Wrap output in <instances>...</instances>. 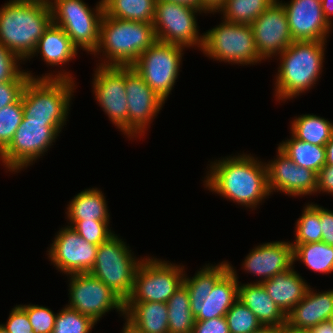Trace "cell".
Returning <instances> with one entry per match:
<instances>
[{
    "label": "cell",
    "mask_w": 333,
    "mask_h": 333,
    "mask_svg": "<svg viewBox=\"0 0 333 333\" xmlns=\"http://www.w3.org/2000/svg\"><path fill=\"white\" fill-rule=\"evenodd\" d=\"M124 240L115 233L100 244L95 264L89 273L126 302L132 293L136 270L144 256L136 257L130 245Z\"/></svg>",
    "instance_id": "7"
},
{
    "label": "cell",
    "mask_w": 333,
    "mask_h": 333,
    "mask_svg": "<svg viewBox=\"0 0 333 333\" xmlns=\"http://www.w3.org/2000/svg\"><path fill=\"white\" fill-rule=\"evenodd\" d=\"M23 117L22 97L0 109V153L10 144Z\"/></svg>",
    "instance_id": "38"
},
{
    "label": "cell",
    "mask_w": 333,
    "mask_h": 333,
    "mask_svg": "<svg viewBox=\"0 0 333 333\" xmlns=\"http://www.w3.org/2000/svg\"><path fill=\"white\" fill-rule=\"evenodd\" d=\"M241 268L252 276L255 283H262L276 274L293 267V247L288 241H270L252 248L245 256Z\"/></svg>",
    "instance_id": "20"
},
{
    "label": "cell",
    "mask_w": 333,
    "mask_h": 333,
    "mask_svg": "<svg viewBox=\"0 0 333 333\" xmlns=\"http://www.w3.org/2000/svg\"><path fill=\"white\" fill-rule=\"evenodd\" d=\"M328 41H294L276 58L273 96L285 103L313 89L324 71Z\"/></svg>",
    "instance_id": "2"
},
{
    "label": "cell",
    "mask_w": 333,
    "mask_h": 333,
    "mask_svg": "<svg viewBox=\"0 0 333 333\" xmlns=\"http://www.w3.org/2000/svg\"><path fill=\"white\" fill-rule=\"evenodd\" d=\"M238 299L255 314L262 325L282 327L286 324V314L268 295L262 283L239 281Z\"/></svg>",
    "instance_id": "25"
},
{
    "label": "cell",
    "mask_w": 333,
    "mask_h": 333,
    "mask_svg": "<svg viewBox=\"0 0 333 333\" xmlns=\"http://www.w3.org/2000/svg\"><path fill=\"white\" fill-rule=\"evenodd\" d=\"M262 285L275 304L286 315L306 296L310 288L305 278L295 270V265L289 270L263 281Z\"/></svg>",
    "instance_id": "24"
},
{
    "label": "cell",
    "mask_w": 333,
    "mask_h": 333,
    "mask_svg": "<svg viewBox=\"0 0 333 333\" xmlns=\"http://www.w3.org/2000/svg\"><path fill=\"white\" fill-rule=\"evenodd\" d=\"M0 333H9V332L0 324Z\"/></svg>",
    "instance_id": "55"
},
{
    "label": "cell",
    "mask_w": 333,
    "mask_h": 333,
    "mask_svg": "<svg viewBox=\"0 0 333 333\" xmlns=\"http://www.w3.org/2000/svg\"><path fill=\"white\" fill-rule=\"evenodd\" d=\"M229 271L215 284L204 302L190 301L195 321L225 316L238 299L239 275L229 261Z\"/></svg>",
    "instance_id": "22"
},
{
    "label": "cell",
    "mask_w": 333,
    "mask_h": 333,
    "mask_svg": "<svg viewBox=\"0 0 333 333\" xmlns=\"http://www.w3.org/2000/svg\"><path fill=\"white\" fill-rule=\"evenodd\" d=\"M52 23L61 27L79 51L93 54L99 43L103 0L93 7L85 0H48Z\"/></svg>",
    "instance_id": "8"
},
{
    "label": "cell",
    "mask_w": 333,
    "mask_h": 333,
    "mask_svg": "<svg viewBox=\"0 0 333 333\" xmlns=\"http://www.w3.org/2000/svg\"><path fill=\"white\" fill-rule=\"evenodd\" d=\"M6 323H0L9 333H33V327L29 322L27 312L16 305L11 308Z\"/></svg>",
    "instance_id": "43"
},
{
    "label": "cell",
    "mask_w": 333,
    "mask_h": 333,
    "mask_svg": "<svg viewBox=\"0 0 333 333\" xmlns=\"http://www.w3.org/2000/svg\"><path fill=\"white\" fill-rule=\"evenodd\" d=\"M292 247L293 265L298 261L315 273L327 275L333 272V246L321 241L292 245Z\"/></svg>",
    "instance_id": "31"
},
{
    "label": "cell",
    "mask_w": 333,
    "mask_h": 333,
    "mask_svg": "<svg viewBox=\"0 0 333 333\" xmlns=\"http://www.w3.org/2000/svg\"><path fill=\"white\" fill-rule=\"evenodd\" d=\"M157 0H103L104 13L122 20L152 23Z\"/></svg>",
    "instance_id": "33"
},
{
    "label": "cell",
    "mask_w": 333,
    "mask_h": 333,
    "mask_svg": "<svg viewBox=\"0 0 333 333\" xmlns=\"http://www.w3.org/2000/svg\"><path fill=\"white\" fill-rule=\"evenodd\" d=\"M62 131L46 121L22 120L10 144L0 153V164L13 174L21 173L45 156Z\"/></svg>",
    "instance_id": "9"
},
{
    "label": "cell",
    "mask_w": 333,
    "mask_h": 333,
    "mask_svg": "<svg viewBox=\"0 0 333 333\" xmlns=\"http://www.w3.org/2000/svg\"><path fill=\"white\" fill-rule=\"evenodd\" d=\"M289 139L282 140L278 148L288 156L296 165L314 171L326 165V148L297 139L292 133Z\"/></svg>",
    "instance_id": "28"
},
{
    "label": "cell",
    "mask_w": 333,
    "mask_h": 333,
    "mask_svg": "<svg viewBox=\"0 0 333 333\" xmlns=\"http://www.w3.org/2000/svg\"><path fill=\"white\" fill-rule=\"evenodd\" d=\"M187 268L155 256H145L138 266L132 293L126 302L167 303L183 284Z\"/></svg>",
    "instance_id": "10"
},
{
    "label": "cell",
    "mask_w": 333,
    "mask_h": 333,
    "mask_svg": "<svg viewBox=\"0 0 333 333\" xmlns=\"http://www.w3.org/2000/svg\"><path fill=\"white\" fill-rule=\"evenodd\" d=\"M199 14L203 13L193 7L157 0L152 22L157 41L201 51L203 33L200 34L197 22Z\"/></svg>",
    "instance_id": "12"
},
{
    "label": "cell",
    "mask_w": 333,
    "mask_h": 333,
    "mask_svg": "<svg viewBox=\"0 0 333 333\" xmlns=\"http://www.w3.org/2000/svg\"><path fill=\"white\" fill-rule=\"evenodd\" d=\"M30 78H38L32 71L25 69L14 80L0 83V109L17 102Z\"/></svg>",
    "instance_id": "41"
},
{
    "label": "cell",
    "mask_w": 333,
    "mask_h": 333,
    "mask_svg": "<svg viewBox=\"0 0 333 333\" xmlns=\"http://www.w3.org/2000/svg\"><path fill=\"white\" fill-rule=\"evenodd\" d=\"M167 303L125 302V316L144 333H169Z\"/></svg>",
    "instance_id": "27"
},
{
    "label": "cell",
    "mask_w": 333,
    "mask_h": 333,
    "mask_svg": "<svg viewBox=\"0 0 333 333\" xmlns=\"http://www.w3.org/2000/svg\"><path fill=\"white\" fill-rule=\"evenodd\" d=\"M308 289L306 296L286 315V324L296 329H310L331 320L333 315V289Z\"/></svg>",
    "instance_id": "23"
},
{
    "label": "cell",
    "mask_w": 333,
    "mask_h": 333,
    "mask_svg": "<svg viewBox=\"0 0 333 333\" xmlns=\"http://www.w3.org/2000/svg\"><path fill=\"white\" fill-rule=\"evenodd\" d=\"M58 311L52 333H91L97 324L89 316L66 305Z\"/></svg>",
    "instance_id": "36"
},
{
    "label": "cell",
    "mask_w": 333,
    "mask_h": 333,
    "mask_svg": "<svg viewBox=\"0 0 333 333\" xmlns=\"http://www.w3.org/2000/svg\"><path fill=\"white\" fill-rule=\"evenodd\" d=\"M326 148V165H333V134L331 139L325 145Z\"/></svg>",
    "instance_id": "51"
},
{
    "label": "cell",
    "mask_w": 333,
    "mask_h": 333,
    "mask_svg": "<svg viewBox=\"0 0 333 333\" xmlns=\"http://www.w3.org/2000/svg\"><path fill=\"white\" fill-rule=\"evenodd\" d=\"M276 0H226L218 11L221 18L236 24H251Z\"/></svg>",
    "instance_id": "34"
},
{
    "label": "cell",
    "mask_w": 333,
    "mask_h": 333,
    "mask_svg": "<svg viewBox=\"0 0 333 333\" xmlns=\"http://www.w3.org/2000/svg\"><path fill=\"white\" fill-rule=\"evenodd\" d=\"M68 226H71L88 243L100 245L106 242L115 234L111 221H85V220H66Z\"/></svg>",
    "instance_id": "39"
},
{
    "label": "cell",
    "mask_w": 333,
    "mask_h": 333,
    "mask_svg": "<svg viewBox=\"0 0 333 333\" xmlns=\"http://www.w3.org/2000/svg\"><path fill=\"white\" fill-rule=\"evenodd\" d=\"M225 318L230 333H251L262 326L255 314L239 299L227 311Z\"/></svg>",
    "instance_id": "37"
},
{
    "label": "cell",
    "mask_w": 333,
    "mask_h": 333,
    "mask_svg": "<svg viewBox=\"0 0 333 333\" xmlns=\"http://www.w3.org/2000/svg\"><path fill=\"white\" fill-rule=\"evenodd\" d=\"M319 218L322 229V242L333 246V210L319 204Z\"/></svg>",
    "instance_id": "45"
},
{
    "label": "cell",
    "mask_w": 333,
    "mask_h": 333,
    "mask_svg": "<svg viewBox=\"0 0 333 333\" xmlns=\"http://www.w3.org/2000/svg\"><path fill=\"white\" fill-rule=\"evenodd\" d=\"M276 152L274 159L265 162L271 195L274 192L295 198L316 195L317 174L310 169L296 165L278 147Z\"/></svg>",
    "instance_id": "17"
},
{
    "label": "cell",
    "mask_w": 333,
    "mask_h": 333,
    "mask_svg": "<svg viewBox=\"0 0 333 333\" xmlns=\"http://www.w3.org/2000/svg\"><path fill=\"white\" fill-rule=\"evenodd\" d=\"M294 41H327L333 25L324 16L320 0L280 1Z\"/></svg>",
    "instance_id": "19"
},
{
    "label": "cell",
    "mask_w": 333,
    "mask_h": 333,
    "mask_svg": "<svg viewBox=\"0 0 333 333\" xmlns=\"http://www.w3.org/2000/svg\"><path fill=\"white\" fill-rule=\"evenodd\" d=\"M321 5L325 18L331 25H333V0H322Z\"/></svg>",
    "instance_id": "49"
},
{
    "label": "cell",
    "mask_w": 333,
    "mask_h": 333,
    "mask_svg": "<svg viewBox=\"0 0 333 333\" xmlns=\"http://www.w3.org/2000/svg\"><path fill=\"white\" fill-rule=\"evenodd\" d=\"M251 333H281V327L262 325L259 329Z\"/></svg>",
    "instance_id": "52"
},
{
    "label": "cell",
    "mask_w": 333,
    "mask_h": 333,
    "mask_svg": "<svg viewBox=\"0 0 333 333\" xmlns=\"http://www.w3.org/2000/svg\"><path fill=\"white\" fill-rule=\"evenodd\" d=\"M125 89L128 103V139H143L154 119L161 113L165 101L146 84L132 66L125 67Z\"/></svg>",
    "instance_id": "15"
},
{
    "label": "cell",
    "mask_w": 333,
    "mask_h": 333,
    "mask_svg": "<svg viewBox=\"0 0 333 333\" xmlns=\"http://www.w3.org/2000/svg\"><path fill=\"white\" fill-rule=\"evenodd\" d=\"M309 330L311 333H333V322L331 320L323 321Z\"/></svg>",
    "instance_id": "48"
},
{
    "label": "cell",
    "mask_w": 333,
    "mask_h": 333,
    "mask_svg": "<svg viewBox=\"0 0 333 333\" xmlns=\"http://www.w3.org/2000/svg\"><path fill=\"white\" fill-rule=\"evenodd\" d=\"M92 74V94L108 120L128 138V103L125 67L96 65Z\"/></svg>",
    "instance_id": "14"
},
{
    "label": "cell",
    "mask_w": 333,
    "mask_h": 333,
    "mask_svg": "<svg viewBox=\"0 0 333 333\" xmlns=\"http://www.w3.org/2000/svg\"><path fill=\"white\" fill-rule=\"evenodd\" d=\"M100 188L90 187L74 195L66 207L67 220L110 221L106 196Z\"/></svg>",
    "instance_id": "26"
},
{
    "label": "cell",
    "mask_w": 333,
    "mask_h": 333,
    "mask_svg": "<svg viewBox=\"0 0 333 333\" xmlns=\"http://www.w3.org/2000/svg\"><path fill=\"white\" fill-rule=\"evenodd\" d=\"M69 308L89 316L96 323L110 311L125 315V302L106 284L90 273L67 275Z\"/></svg>",
    "instance_id": "13"
},
{
    "label": "cell",
    "mask_w": 333,
    "mask_h": 333,
    "mask_svg": "<svg viewBox=\"0 0 333 333\" xmlns=\"http://www.w3.org/2000/svg\"><path fill=\"white\" fill-rule=\"evenodd\" d=\"M186 48L156 41L132 65L146 84L165 102L179 79Z\"/></svg>",
    "instance_id": "11"
},
{
    "label": "cell",
    "mask_w": 333,
    "mask_h": 333,
    "mask_svg": "<svg viewBox=\"0 0 333 333\" xmlns=\"http://www.w3.org/2000/svg\"><path fill=\"white\" fill-rule=\"evenodd\" d=\"M162 1H169V2L179 3V4H184V5L193 7L197 10H200V0H162Z\"/></svg>",
    "instance_id": "53"
},
{
    "label": "cell",
    "mask_w": 333,
    "mask_h": 333,
    "mask_svg": "<svg viewBox=\"0 0 333 333\" xmlns=\"http://www.w3.org/2000/svg\"><path fill=\"white\" fill-rule=\"evenodd\" d=\"M201 52L213 61L248 66L264 63L260 57L252 27L221 20L218 25L203 33Z\"/></svg>",
    "instance_id": "6"
},
{
    "label": "cell",
    "mask_w": 333,
    "mask_h": 333,
    "mask_svg": "<svg viewBox=\"0 0 333 333\" xmlns=\"http://www.w3.org/2000/svg\"><path fill=\"white\" fill-rule=\"evenodd\" d=\"M78 54L79 50L73 45L65 31L51 23L39 39L35 51L28 60L30 62V59L32 60L35 56L40 55L41 61L45 62L47 67L52 66L54 68L56 66L61 69L55 68L53 72L49 70L50 72L43 73L38 78H61L75 81L72 72L65 70L64 67L76 59Z\"/></svg>",
    "instance_id": "21"
},
{
    "label": "cell",
    "mask_w": 333,
    "mask_h": 333,
    "mask_svg": "<svg viewBox=\"0 0 333 333\" xmlns=\"http://www.w3.org/2000/svg\"><path fill=\"white\" fill-rule=\"evenodd\" d=\"M250 25L256 49L265 62L275 59L294 42L286 12L280 0L273 2Z\"/></svg>",
    "instance_id": "18"
},
{
    "label": "cell",
    "mask_w": 333,
    "mask_h": 333,
    "mask_svg": "<svg viewBox=\"0 0 333 333\" xmlns=\"http://www.w3.org/2000/svg\"><path fill=\"white\" fill-rule=\"evenodd\" d=\"M20 64H25V62L0 43V83L18 77L24 71Z\"/></svg>",
    "instance_id": "42"
},
{
    "label": "cell",
    "mask_w": 333,
    "mask_h": 333,
    "mask_svg": "<svg viewBox=\"0 0 333 333\" xmlns=\"http://www.w3.org/2000/svg\"><path fill=\"white\" fill-rule=\"evenodd\" d=\"M192 333H230L225 316L195 321Z\"/></svg>",
    "instance_id": "44"
},
{
    "label": "cell",
    "mask_w": 333,
    "mask_h": 333,
    "mask_svg": "<svg viewBox=\"0 0 333 333\" xmlns=\"http://www.w3.org/2000/svg\"><path fill=\"white\" fill-rule=\"evenodd\" d=\"M156 41L152 23L122 20L104 13L98 47L92 55L100 59L96 65L128 67Z\"/></svg>",
    "instance_id": "4"
},
{
    "label": "cell",
    "mask_w": 333,
    "mask_h": 333,
    "mask_svg": "<svg viewBox=\"0 0 333 333\" xmlns=\"http://www.w3.org/2000/svg\"><path fill=\"white\" fill-rule=\"evenodd\" d=\"M169 333H192L195 317L187 286L183 283L167 301Z\"/></svg>",
    "instance_id": "32"
},
{
    "label": "cell",
    "mask_w": 333,
    "mask_h": 333,
    "mask_svg": "<svg viewBox=\"0 0 333 333\" xmlns=\"http://www.w3.org/2000/svg\"><path fill=\"white\" fill-rule=\"evenodd\" d=\"M290 133L297 139L325 146L333 134V122L316 114H302L290 121Z\"/></svg>",
    "instance_id": "29"
},
{
    "label": "cell",
    "mask_w": 333,
    "mask_h": 333,
    "mask_svg": "<svg viewBox=\"0 0 333 333\" xmlns=\"http://www.w3.org/2000/svg\"><path fill=\"white\" fill-rule=\"evenodd\" d=\"M51 23L48 0H9L0 7V43L26 63Z\"/></svg>",
    "instance_id": "3"
},
{
    "label": "cell",
    "mask_w": 333,
    "mask_h": 333,
    "mask_svg": "<svg viewBox=\"0 0 333 333\" xmlns=\"http://www.w3.org/2000/svg\"><path fill=\"white\" fill-rule=\"evenodd\" d=\"M76 81L61 78H30L22 93L24 120L46 121L61 131L75 98Z\"/></svg>",
    "instance_id": "5"
},
{
    "label": "cell",
    "mask_w": 333,
    "mask_h": 333,
    "mask_svg": "<svg viewBox=\"0 0 333 333\" xmlns=\"http://www.w3.org/2000/svg\"><path fill=\"white\" fill-rule=\"evenodd\" d=\"M233 155V156H232ZM203 178L204 188L239 207L260 208L272 196L265 161L253 153H237L210 161Z\"/></svg>",
    "instance_id": "1"
},
{
    "label": "cell",
    "mask_w": 333,
    "mask_h": 333,
    "mask_svg": "<svg viewBox=\"0 0 333 333\" xmlns=\"http://www.w3.org/2000/svg\"><path fill=\"white\" fill-rule=\"evenodd\" d=\"M226 0H200V11L205 15H215L224 6Z\"/></svg>",
    "instance_id": "47"
},
{
    "label": "cell",
    "mask_w": 333,
    "mask_h": 333,
    "mask_svg": "<svg viewBox=\"0 0 333 333\" xmlns=\"http://www.w3.org/2000/svg\"><path fill=\"white\" fill-rule=\"evenodd\" d=\"M229 271L227 260L206 263L196 270L193 277L185 272L183 283L187 286L190 301H202L210 295L215 284ZM188 275V276H187ZM190 276V277H189Z\"/></svg>",
    "instance_id": "30"
},
{
    "label": "cell",
    "mask_w": 333,
    "mask_h": 333,
    "mask_svg": "<svg viewBox=\"0 0 333 333\" xmlns=\"http://www.w3.org/2000/svg\"><path fill=\"white\" fill-rule=\"evenodd\" d=\"M26 312L33 327V333H52L57 313L48 306L38 304H19Z\"/></svg>",
    "instance_id": "40"
},
{
    "label": "cell",
    "mask_w": 333,
    "mask_h": 333,
    "mask_svg": "<svg viewBox=\"0 0 333 333\" xmlns=\"http://www.w3.org/2000/svg\"><path fill=\"white\" fill-rule=\"evenodd\" d=\"M304 205L301 216L294 224L295 239L291 242V245L322 241L319 204L308 202Z\"/></svg>",
    "instance_id": "35"
},
{
    "label": "cell",
    "mask_w": 333,
    "mask_h": 333,
    "mask_svg": "<svg viewBox=\"0 0 333 333\" xmlns=\"http://www.w3.org/2000/svg\"><path fill=\"white\" fill-rule=\"evenodd\" d=\"M122 318L125 323H123L124 325L120 333H144L125 315Z\"/></svg>",
    "instance_id": "50"
},
{
    "label": "cell",
    "mask_w": 333,
    "mask_h": 333,
    "mask_svg": "<svg viewBox=\"0 0 333 333\" xmlns=\"http://www.w3.org/2000/svg\"><path fill=\"white\" fill-rule=\"evenodd\" d=\"M333 196V165H325L317 174V194Z\"/></svg>",
    "instance_id": "46"
},
{
    "label": "cell",
    "mask_w": 333,
    "mask_h": 333,
    "mask_svg": "<svg viewBox=\"0 0 333 333\" xmlns=\"http://www.w3.org/2000/svg\"><path fill=\"white\" fill-rule=\"evenodd\" d=\"M281 333H311L308 329H296L285 324L281 327Z\"/></svg>",
    "instance_id": "54"
},
{
    "label": "cell",
    "mask_w": 333,
    "mask_h": 333,
    "mask_svg": "<svg viewBox=\"0 0 333 333\" xmlns=\"http://www.w3.org/2000/svg\"><path fill=\"white\" fill-rule=\"evenodd\" d=\"M49 245L47 259L65 277L89 273L95 264L98 245L88 243L71 226L59 228Z\"/></svg>",
    "instance_id": "16"
}]
</instances>
